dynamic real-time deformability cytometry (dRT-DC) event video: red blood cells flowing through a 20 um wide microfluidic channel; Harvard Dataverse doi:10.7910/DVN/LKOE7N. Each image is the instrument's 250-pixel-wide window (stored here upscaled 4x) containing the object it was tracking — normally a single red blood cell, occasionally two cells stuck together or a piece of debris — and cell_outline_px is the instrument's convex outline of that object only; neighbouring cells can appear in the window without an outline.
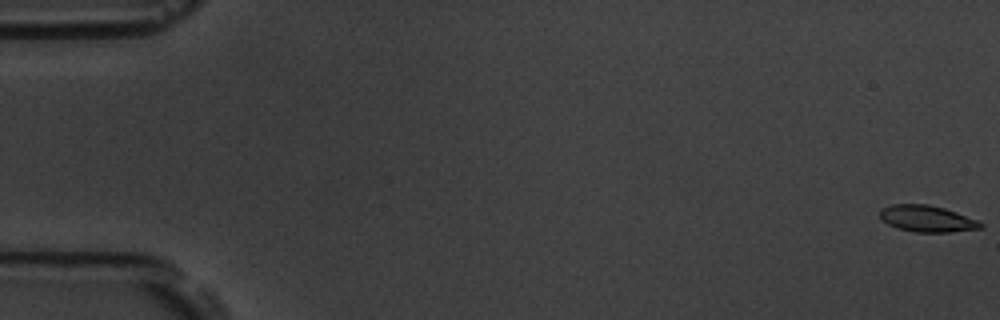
{"species": "common noctule bat (a hibernating species)", "species_latin": "Nyctalus noctula", "temperature_condition": "room temperature", "stored_images_in_passage": 6, "camera_frame_rate_fps": 3000, "um_per_image_px": 0.085, "animal": {"sex": "male", "body_mass_g": 19.5, "forearm_length_mm": 54.6}, "frame": {"image": 1, "passage_image": 1, "time_ms": 0.0, "image_size_px": [1000, 320], "cell_outline_px": [[984, 228], [948, 232], [916, 232], [896, 228], [880, 220], [880, 208], [892, 204], [928, 204], [944, 208], [956, 212], [976, 220], [984, 224]], "centroid_in_image_um": [78.76, 18.59], "position_along_channel_um": 6.2, "area_um2": 15.61}}